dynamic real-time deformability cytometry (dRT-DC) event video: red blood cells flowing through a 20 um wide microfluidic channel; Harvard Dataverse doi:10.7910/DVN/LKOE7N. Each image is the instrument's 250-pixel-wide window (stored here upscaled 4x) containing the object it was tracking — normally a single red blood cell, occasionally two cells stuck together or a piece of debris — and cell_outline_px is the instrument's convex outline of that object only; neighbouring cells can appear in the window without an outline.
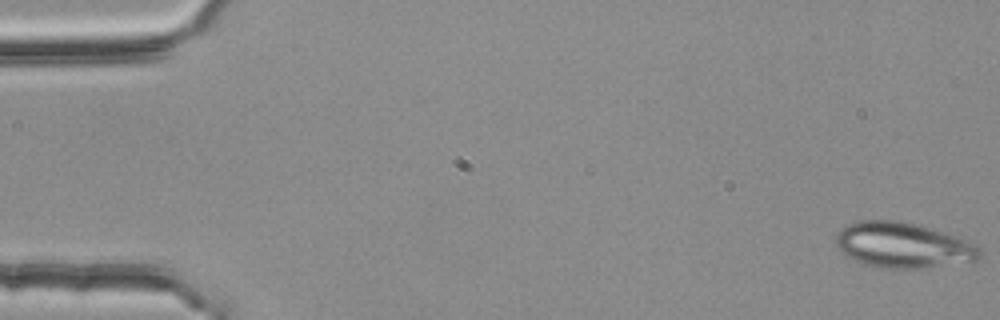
{"species": "common noctule bat (a hibernating species)", "species_latin": "Nyctalus noctula", "temperature_condition": "room temperature", "stored_images_in_passage": 53, "camera_frame_rate_fps": 3000, "um_per_image_px": 0.085, "animal": {"sex": "female", "body_mass_g": 25.1}, "frame": {"image": 1, "passage_image": 1, "time_ms": 0.0, "image_size_px": [1000, 320], "cell_outline_px": [[980, 260], [920, 268], [880, 268], [864, 264], [840, 252], [836, 244], [836, 232], [840, 228], [848, 224], [860, 220], [900, 220], [920, 224], [944, 232], [964, 240], [980, 248]], "centroid_in_image_um": [76.71, 20.82], "position_along_channel_um": 8.3, "area_um2": 38.09}}
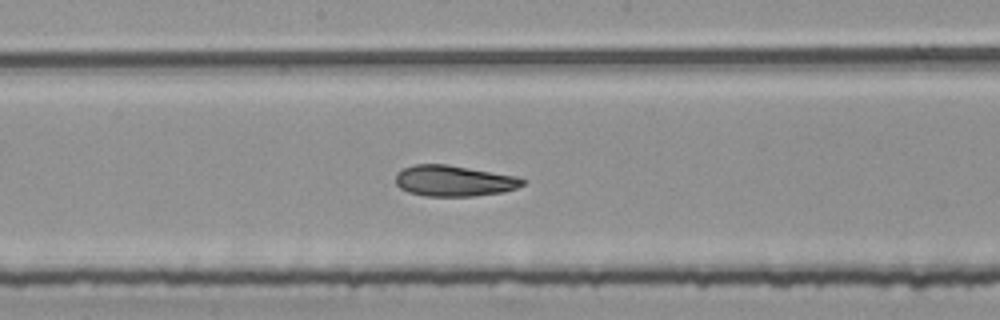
{"frame": {"image": 2, "passage_image": 29, "time_ms": 9.333, "image_size_px": [1000, 320], "cell_outline_px": [[524, 184], [516, 188], [504, 192], [472, 196], [424, 196], [408, 192], [400, 188], [396, 184], [396, 172], [412, 164], [448, 164], [520, 176], [524, 180]], "centroid_in_image_um": [38.59, 15.36], "position_along_channel_um": 209.6, "area_um2": 23.18}}
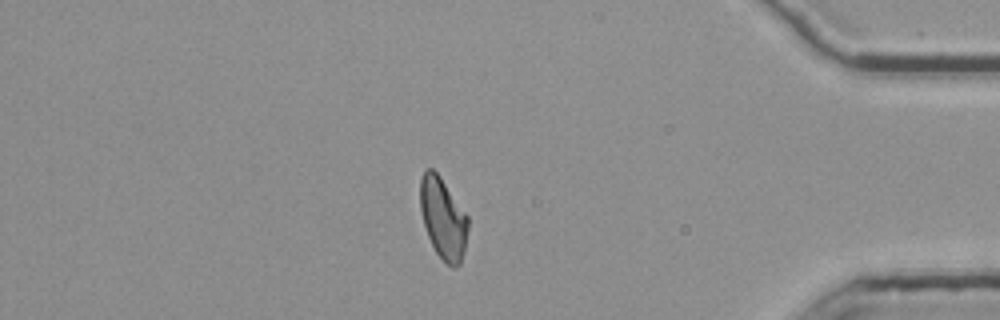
{"frame": {"image": 3, "passage_image": 47, "time_ms": 15.333, "image_size_px": [1000, 320], "cell_outline_px": [[468, 228], [464, 248], [460, 264], [456, 268], [452, 268], [436, 252], [428, 236], [424, 224], [420, 208], [420, 180], [424, 172], [428, 168], [432, 168], [440, 176], [468, 216]], "centroid_in_image_um": [37.66, 18.55], "position_along_channel_um": 397.5, "area_um2": 22.31}, "authors_computed_cell_mechanics": {"area_um2": 23.3512, "velocity_mm_per_s": 3.7605, "shape_relaxation_time_tau1_ms": null, "shape_relaxation_time_tau2_ms": 3.2582, "deformation_change_tau1": null, "deformation_change_tau2": 0.1046}}